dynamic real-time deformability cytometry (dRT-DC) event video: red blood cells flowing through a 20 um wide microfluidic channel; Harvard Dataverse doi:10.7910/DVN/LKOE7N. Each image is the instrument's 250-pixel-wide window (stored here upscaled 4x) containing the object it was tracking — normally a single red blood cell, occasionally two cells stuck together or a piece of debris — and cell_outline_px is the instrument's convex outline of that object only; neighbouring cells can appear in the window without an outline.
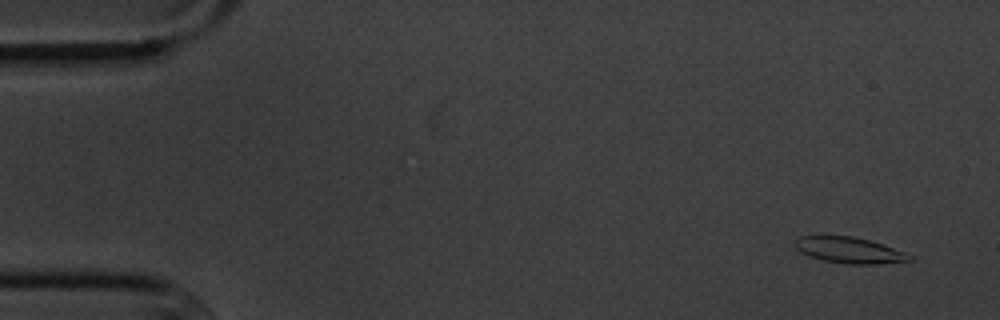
{"species": "common noctule bat (a hibernating species)", "species_latin": "Nyctalus noctula", "temperature_condition": "cold", "stored_images_in_passage": 56, "segment_of_instrument_passage": [1, 2], "camera_frame_rate_fps": 3000, "um_per_image_px": 0.085, "animal": {"sex": "male", "body_mass_g": 20.1, "forearm_length_mm": 53.5}, "frame": {"image": 1, "passage_image": 3, "time_ms": 0.667, "image_size_px": [1000, 320], "cell_outline_px": [[916, 260], [880, 264], [844, 264], [824, 260], [808, 256], [800, 252], [792, 244], [800, 236], [852, 236], [868, 240], [904, 252], [912, 256]], "centroid_in_image_um": [72.17, 21.28], "position_along_channel_um": 12.8, "area_um2": 17.34}}
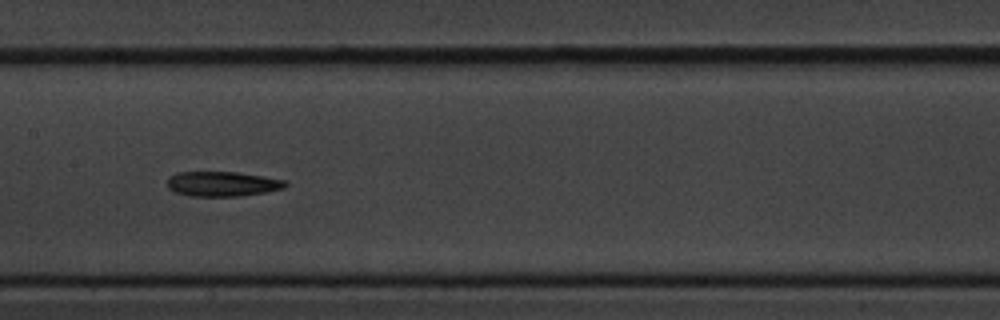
{"frame": {"image": 2, "passage_image": 27, "time_ms": 8.667, "image_size_px": [1000, 320], "cell_outline_px": [[288, 184], [284, 188], [244, 196], [188, 196], [176, 192], [168, 188], [168, 176], [176, 172], [236, 172], [264, 176], [284, 180]], "centroid_in_image_um": [18.88, 15.63], "position_along_channel_um": 188.5, "area_um2": 17.17}}
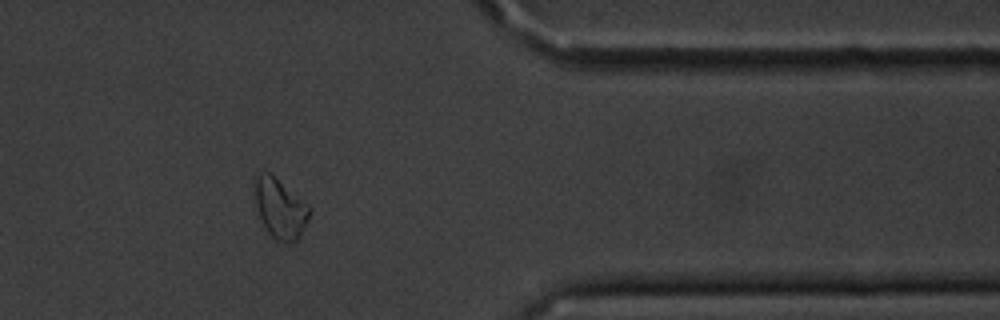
{"frame": {"image": 3, "passage_image": 45, "time_ms": 14.667, "image_size_px": [1000, 320], "cell_outline_px": [[312, 212], [300, 240], [292, 244], [288, 244], [276, 240], [268, 232], [260, 220], [256, 204], [252, 184], [256, 176], [260, 172], [268, 172], [308, 204], [312, 208]], "centroid_in_image_um": [23.83, 17.77], "position_along_channel_um": 387.6, "area_um2": 19.59}}